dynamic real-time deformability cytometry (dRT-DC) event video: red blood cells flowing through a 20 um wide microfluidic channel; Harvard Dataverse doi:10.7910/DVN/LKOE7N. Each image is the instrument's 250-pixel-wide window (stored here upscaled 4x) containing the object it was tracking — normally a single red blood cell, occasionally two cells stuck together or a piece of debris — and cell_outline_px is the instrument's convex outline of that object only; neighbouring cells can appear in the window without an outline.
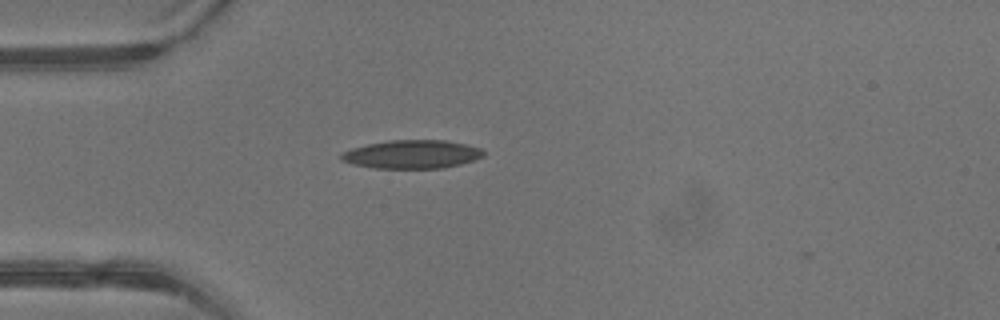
{"species": "common noctule bat (a hibernating species)", "species_latin": "Nyctalus noctula", "temperature_condition": "warm", "stored_images_in_passage": 1, "camera_frame_rate_fps": 3000, "um_per_image_px": 0.085, "animal": {"sex": "male", "body_mass_g": 13.3}, "frame": {"image": 1, "passage_image": 1, "time_ms": 0.0, "image_size_px": [1000, 320], "cell_outline_px": [[484, 156], [476, 160], [444, 168], [372, 168], [352, 164], [340, 160], [340, 156], [344, 152], [352, 148], [368, 144], [388, 140], [444, 140], [464, 144], [480, 148], [484, 152]], "centroid_in_image_um": [35.02, 13.12], "position_along_channel_um": 50.0, "area_um2": 23.58}}